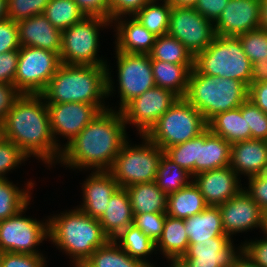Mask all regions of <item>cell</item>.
<instances>
[{
	"label": "cell",
	"mask_w": 267,
	"mask_h": 267,
	"mask_svg": "<svg viewBox=\"0 0 267 267\" xmlns=\"http://www.w3.org/2000/svg\"><path fill=\"white\" fill-rule=\"evenodd\" d=\"M134 214L125 188L111 196L104 214L98 219L104 234L111 240L133 224Z\"/></svg>",
	"instance_id": "d4e9b609"
},
{
	"label": "cell",
	"mask_w": 267,
	"mask_h": 267,
	"mask_svg": "<svg viewBox=\"0 0 267 267\" xmlns=\"http://www.w3.org/2000/svg\"><path fill=\"white\" fill-rule=\"evenodd\" d=\"M238 177L228 166L198 173L193 176L192 181L199 188L208 206H219L243 189Z\"/></svg>",
	"instance_id": "ffe728a7"
},
{
	"label": "cell",
	"mask_w": 267,
	"mask_h": 267,
	"mask_svg": "<svg viewBox=\"0 0 267 267\" xmlns=\"http://www.w3.org/2000/svg\"><path fill=\"white\" fill-rule=\"evenodd\" d=\"M128 192L133 214L166 213L168 195L156 185V182H146L125 188Z\"/></svg>",
	"instance_id": "4316f807"
},
{
	"label": "cell",
	"mask_w": 267,
	"mask_h": 267,
	"mask_svg": "<svg viewBox=\"0 0 267 267\" xmlns=\"http://www.w3.org/2000/svg\"><path fill=\"white\" fill-rule=\"evenodd\" d=\"M34 186L31 180L27 181L26 189H21L7 178H0V221L17 214L30 202Z\"/></svg>",
	"instance_id": "d6a6232c"
},
{
	"label": "cell",
	"mask_w": 267,
	"mask_h": 267,
	"mask_svg": "<svg viewBox=\"0 0 267 267\" xmlns=\"http://www.w3.org/2000/svg\"><path fill=\"white\" fill-rule=\"evenodd\" d=\"M152 0H110V21L126 15L134 16Z\"/></svg>",
	"instance_id": "7dc6e473"
},
{
	"label": "cell",
	"mask_w": 267,
	"mask_h": 267,
	"mask_svg": "<svg viewBox=\"0 0 267 267\" xmlns=\"http://www.w3.org/2000/svg\"><path fill=\"white\" fill-rule=\"evenodd\" d=\"M260 28L267 31V0H260Z\"/></svg>",
	"instance_id": "6f0895ef"
},
{
	"label": "cell",
	"mask_w": 267,
	"mask_h": 267,
	"mask_svg": "<svg viewBox=\"0 0 267 267\" xmlns=\"http://www.w3.org/2000/svg\"><path fill=\"white\" fill-rule=\"evenodd\" d=\"M73 267H89L85 262H73Z\"/></svg>",
	"instance_id": "be15d7a7"
},
{
	"label": "cell",
	"mask_w": 267,
	"mask_h": 267,
	"mask_svg": "<svg viewBox=\"0 0 267 267\" xmlns=\"http://www.w3.org/2000/svg\"><path fill=\"white\" fill-rule=\"evenodd\" d=\"M19 50H11L0 54V83L14 85Z\"/></svg>",
	"instance_id": "c3c4849f"
},
{
	"label": "cell",
	"mask_w": 267,
	"mask_h": 267,
	"mask_svg": "<svg viewBox=\"0 0 267 267\" xmlns=\"http://www.w3.org/2000/svg\"><path fill=\"white\" fill-rule=\"evenodd\" d=\"M19 29L15 21L6 19L0 22V54L11 50H19Z\"/></svg>",
	"instance_id": "bcb514c9"
},
{
	"label": "cell",
	"mask_w": 267,
	"mask_h": 267,
	"mask_svg": "<svg viewBox=\"0 0 267 267\" xmlns=\"http://www.w3.org/2000/svg\"><path fill=\"white\" fill-rule=\"evenodd\" d=\"M0 263L3 267H45L46 259L43 254H24L2 252L0 253Z\"/></svg>",
	"instance_id": "ee69618b"
},
{
	"label": "cell",
	"mask_w": 267,
	"mask_h": 267,
	"mask_svg": "<svg viewBox=\"0 0 267 267\" xmlns=\"http://www.w3.org/2000/svg\"><path fill=\"white\" fill-rule=\"evenodd\" d=\"M206 128L203 115L184 98H178L146 136L165 151L198 136Z\"/></svg>",
	"instance_id": "9c48e42d"
},
{
	"label": "cell",
	"mask_w": 267,
	"mask_h": 267,
	"mask_svg": "<svg viewBox=\"0 0 267 267\" xmlns=\"http://www.w3.org/2000/svg\"><path fill=\"white\" fill-rule=\"evenodd\" d=\"M85 16H98L110 20V0H74Z\"/></svg>",
	"instance_id": "f907efd6"
},
{
	"label": "cell",
	"mask_w": 267,
	"mask_h": 267,
	"mask_svg": "<svg viewBox=\"0 0 267 267\" xmlns=\"http://www.w3.org/2000/svg\"><path fill=\"white\" fill-rule=\"evenodd\" d=\"M53 137L60 145L58 137L66 138L62 149L73 140L101 111L92 104L67 102L46 103Z\"/></svg>",
	"instance_id": "2e32d148"
},
{
	"label": "cell",
	"mask_w": 267,
	"mask_h": 267,
	"mask_svg": "<svg viewBox=\"0 0 267 267\" xmlns=\"http://www.w3.org/2000/svg\"><path fill=\"white\" fill-rule=\"evenodd\" d=\"M149 55L151 60L173 64H194V57L186 47L168 34L156 37L153 49Z\"/></svg>",
	"instance_id": "8d00e7d4"
},
{
	"label": "cell",
	"mask_w": 267,
	"mask_h": 267,
	"mask_svg": "<svg viewBox=\"0 0 267 267\" xmlns=\"http://www.w3.org/2000/svg\"><path fill=\"white\" fill-rule=\"evenodd\" d=\"M167 262L171 263L169 267H184L179 261H167Z\"/></svg>",
	"instance_id": "6125c7cd"
},
{
	"label": "cell",
	"mask_w": 267,
	"mask_h": 267,
	"mask_svg": "<svg viewBox=\"0 0 267 267\" xmlns=\"http://www.w3.org/2000/svg\"><path fill=\"white\" fill-rule=\"evenodd\" d=\"M227 234L199 243H189L186 253L178 260L184 267H231L242 252L236 251Z\"/></svg>",
	"instance_id": "e0dca14e"
},
{
	"label": "cell",
	"mask_w": 267,
	"mask_h": 267,
	"mask_svg": "<svg viewBox=\"0 0 267 267\" xmlns=\"http://www.w3.org/2000/svg\"><path fill=\"white\" fill-rule=\"evenodd\" d=\"M263 233L265 234L264 236H267V212L265 213L264 217V230Z\"/></svg>",
	"instance_id": "e7e4bbea"
},
{
	"label": "cell",
	"mask_w": 267,
	"mask_h": 267,
	"mask_svg": "<svg viewBox=\"0 0 267 267\" xmlns=\"http://www.w3.org/2000/svg\"><path fill=\"white\" fill-rule=\"evenodd\" d=\"M30 202L17 214L0 221V253L42 254L36 247L49 238L48 220L23 216Z\"/></svg>",
	"instance_id": "7c38bea8"
},
{
	"label": "cell",
	"mask_w": 267,
	"mask_h": 267,
	"mask_svg": "<svg viewBox=\"0 0 267 267\" xmlns=\"http://www.w3.org/2000/svg\"><path fill=\"white\" fill-rule=\"evenodd\" d=\"M247 58L254 63L267 57V31L262 28L250 30L238 36Z\"/></svg>",
	"instance_id": "f35d334b"
},
{
	"label": "cell",
	"mask_w": 267,
	"mask_h": 267,
	"mask_svg": "<svg viewBox=\"0 0 267 267\" xmlns=\"http://www.w3.org/2000/svg\"><path fill=\"white\" fill-rule=\"evenodd\" d=\"M248 180V188L243 189L250 195L261 210L267 212V172L251 176Z\"/></svg>",
	"instance_id": "f6af8a7d"
},
{
	"label": "cell",
	"mask_w": 267,
	"mask_h": 267,
	"mask_svg": "<svg viewBox=\"0 0 267 267\" xmlns=\"http://www.w3.org/2000/svg\"><path fill=\"white\" fill-rule=\"evenodd\" d=\"M189 238L185 231L184 219L166 215L164 228L156 243V251H161L168 261H178L187 251Z\"/></svg>",
	"instance_id": "f546056e"
},
{
	"label": "cell",
	"mask_w": 267,
	"mask_h": 267,
	"mask_svg": "<svg viewBox=\"0 0 267 267\" xmlns=\"http://www.w3.org/2000/svg\"><path fill=\"white\" fill-rule=\"evenodd\" d=\"M189 179V180H188ZM193 177L185 169L177 165L165 153L160 158L156 175V185L167 195L187 186Z\"/></svg>",
	"instance_id": "d590c367"
},
{
	"label": "cell",
	"mask_w": 267,
	"mask_h": 267,
	"mask_svg": "<svg viewBox=\"0 0 267 267\" xmlns=\"http://www.w3.org/2000/svg\"><path fill=\"white\" fill-rule=\"evenodd\" d=\"M5 138L29 157L47 166L59 163L62 147L57 145L50 126L48 107L41 95L21 96L4 119Z\"/></svg>",
	"instance_id": "7a4b0ae2"
},
{
	"label": "cell",
	"mask_w": 267,
	"mask_h": 267,
	"mask_svg": "<svg viewBox=\"0 0 267 267\" xmlns=\"http://www.w3.org/2000/svg\"><path fill=\"white\" fill-rule=\"evenodd\" d=\"M116 52L121 111L130 101L156 86L149 54Z\"/></svg>",
	"instance_id": "5bb4252c"
},
{
	"label": "cell",
	"mask_w": 267,
	"mask_h": 267,
	"mask_svg": "<svg viewBox=\"0 0 267 267\" xmlns=\"http://www.w3.org/2000/svg\"><path fill=\"white\" fill-rule=\"evenodd\" d=\"M121 111L100 112L63 149L59 163L70 169L108 171L128 139Z\"/></svg>",
	"instance_id": "6da1fadb"
},
{
	"label": "cell",
	"mask_w": 267,
	"mask_h": 267,
	"mask_svg": "<svg viewBox=\"0 0 267 267\" xmlns=\"http://www.w3.org/2000/svg\"><path fill=\"white\" fill-rule=\"evenodd\" d=\"M141 138L142 144L135 146L129 144V139L126 140L108 170L118 182L119 188L153 182L156 179L158 165L164 151L146 135H141Z\"/></svg>",
	"instance_id": "ba28073f"
},
{
	"label": "cell",
	"mask_w": 267,
	"mask_h": 267,
	"mask_svg": "<svg viewBox=\"0 0 267 267\" xmlns=\"http://www.w3.org/2000/svg\"><path fill=\"white\" fill-rule=\"evenodd\" d=\"M168 35L180 41L193 57L204 51L214 39V23L194 7L172 6Z\"/></svg>",
	"instance_id": "4fadbf2b"
},
{
	"label": "cell",
	"mask_w": 267,
	"mask_h": 267,
	"mask_svg": "<svg viewBox=\"0 0 267 267\" xmlns=\"http://www.w3.org/2000/svg\"><path fill=\"white\" fill-rule=\"evenodd\" d=\"M21 47H36L60 55L62 31L55 28L43 15L22 19L17 22Z\"/></svg>",
	"instance_id": "7402d4cb"
},
{
	"label": "cell",
	"mask_w": 267,
	"mask_h": 267,
	"mask_svg": "<svg viewBox=\"0 0 267 267\" xmlns=\"http://www.w3.org/2000/svg\"><path fill=\"white\" fill-rule=\"evenodd\" d=\"M230 167L238 176L267 172V141L248 139L231 144Z\"/></svg>",
	"instance_id": "603a6c76"
},
{
	"label": "cell",
	"mask_w": 267,
	"mask_h": 267,
	"mask_svg": "<svg viewBox=\"0 0 267 267\" xmlns=\"http://www.w3.org/2000/svg\"><path fill=\"white\" fill-rule=\"evenodd\" d=\"M172 6L194 7L198 0H168Z\"/></svg>",
	"instance_id": "680465c9"
},
{
	"label": "cell",
	"mask_w": 267,
	"mask_h": 267,
	"mask_svg": "<svg viewBox=\"0 0 267 267\" xmlns=\"http://www.w3.org/2000/svg\"><path fill=\"white\" fill-rule=\"evenodd\" d=\"M28 157L23 153V151L17 147L11 141L5 139L0 143V178H7L5 175L19 167Z\"/></svg>",
	"instance_id": "b9f144b4"
},
{
	"label": "cell",
	"mask_w": 267,
	"mask_h": 267,
	"mask_svg": "<svg viewBox=\"0 0 267 267\" xmlns=\"http://www.w3.org/2000/svg\"><path fill=\"white\" fill-rule=\"evenodd\" d=\"M5 129H4V121H0V143L5 140Z\"/></svg>",
	"instance_id": "94428289"
},
{
	"label": "cell",
	"mask_w": 267,
	"mask_h": 267,
	"mask_svg": "<svg viewBox=\"0 0 267 267\" xmlns=\"http://www.w3.org/2000/svg\"><path fill=\"white\" fill-rule=\"evenodd\" d=\"M7 5V0H0V22L8 19Z\"/></svg>",
	"instance_id": "91938a15"
},
{
	"label": "cell",
	"mask_w": 267,
	"mask_h": 267,
	"mask_svg": "<svg viewBox=\"0 0 267 267\" xmlns=\"http://www.w3.org/2000/svg\"><path fill=\"white\" fill-rule=\"evenodd\" d=\"M178 98L172 91L154 86L121 110L124 122L134 125L140 136L146 135Z\"/></svg>",
	"instance_id": "9a60e30c"
},
{
	"label": "cell",
	"mask_w": 267,
	"mask_h": 267,
	"mask_svg": "<svg viewBox=\"0 0 267 267\" xmlns=\"http://www.w3.org/2000/svg\"><path fill=\"white\" fill-rule=\"evenodd\" d=\"M43 15L61 31L68 29L85 17L74 0H50Z\"/></svg>",
	"instance_id": "74e56055"
},
{
	"label": "cell",
	"mask_w": 267,
	"mask_h": 267,
	"mask_svg": "<svg viewBox=\"0 0 267 267\" xmlns=\"http://www.w3.org/2000/svg\"><path fill=\"white\" fill-rule=\"evenodd\" d=\"M260 28V0H229L214 22L215 35L238 37Z\"/></svg>",
	"instance_id": "d6986e66"
},
{
	"label": "cell",
	"mask_w": 267,
	"mask_h": 267,
	"mask_svg": "<svg viewBox=\"0 0 267 267\" xmlns=\"http://www.w3.org/2000/svg\"><path fill=\"white\" fill-rule=\"evenodd\" d=\"M248 99L267 114V81L258 84H250Z\"/></svg>",
	"instance_id": "db71d44e"
},
{
	"label": "cell",
	"mask_w": 267,
	"mask_h": 267,
	"mask_svg": "<svg viewBox=\"0 0 267 267\" xmlns=\"http://www.w3.org/2000/svg\"><path fill=\"white\" fill-rule=\"evenodd\" d=\"M231 267H260L242 251Z\"/></svg>",
	"instance_id": "9f6ffc18"
},
{
	"label": "cell",
	"mask_w": 267,
	"mask_h": 267,
	"mask_svg": "<svg viewBox=\"0 0 267 267\" xmlns=\"http://www.w3.org/2000/svg\"><path fill=\"white\" fill-rule=\"evenodd\" d=\"M151 66L156 86L172 91L179 98L184 97L194 64H173L151 60Z\"/></svg>",
	"instance_id": "f1b7e54d"
},
{
	"label": "cell",
	"mask_w": 267,
	"mask_h": 267,
	"mask_svg": "<svg viewBox=\"0 0 267 267\" xmlns=\"http://www.w3.org/2000/svg\"><path fill=\"white\" fill-rule=\"evenodd\" d=\"M112 80L109 65L61 63L40 95L45 103H88L102 112L109 109L104 99L115 91Z\"/></svg>",
	"instance_id": "3957f363"
},
{
	"label": "cell",
	"mask_w": 267,
	"mask_h": 267,
	"mask_svg": "<svg viewBox=\"0 0 267 267\" xmlns=\"http://www.w3.org/2000/svg\"><path fill=\"white\" fill-rule=\"evenodd\" d=\"M118 188V182L108 171H92L82 185L83 202L78 209L99 219Z\"/></svg>",
	"instance_id": "44dd1931"
},
{
	"label": "cell",
	"mask_w": 267,
	"mask_h": 267,
	"mask_svg": "<svg viewBox=\"0 0 267 267\" xmlns=\"http://www.w3.org/2000/svg\"><path fill=\"white\" fill-rule=\"evenodd\" d=\"M49 241L71 262H85L109 238L104 234L98 219L75 208L48 218Z\"/></svg>",
	"instance_id": "277c9868"
},
{
	"label": "cell",
	"mask_w": 267,
	"mask_h": 267,
	"mask_svg": "<svg viewBox=\"0 0 267 267\" xmlns=\"http://www.w3.org/2000/svg\"><path fill=\"white\" fill-rule=\"evenodd\" d=\"M246 122L251 139L267 141V114L249 99L246 100Z\"/></svg>",
	"instance_id": "7bdbcfd3"
},
{
	"label": "cell",
	"mask_w": 267,
	"mask_h": 267,
	"mask_svg": "<svg viewBox=\"0 0 267 267\" xmlns=\"http://www.w3.org/2000/svg\"><path fill=\"white\" fill-rule=\"evenodd\" d=\"M112 22L103 17L85 16L68 29L62 31L60 62L62 64H78L107 66V60L98 56L99 28ZM98 57V58H97Z\"/></svg>",
	"instance_id": "30bf717a"
},
{
	"label": "cell",
	"mask_w": 267,
	"mask_h": 267,
	"mask_svg": "<svg viewBox=\"0 0 267 267\" xmlns=\"http://www.w3.org/2000/svg\"><path fill=\"white\" fill-rule=\"evenodd\" d=\"M218 208L225 234L231 239L233 237L231 235L249 231L255 227L264 230L265 213L244 189Z\"/></svg>",
	"instance_id": "ac0fdd59"
},
{
	"label": "cell",
	"mask_w": 267,
	"mask_h": 267,
	"mask_svg": "<svg viewBox=\"0 0 267 267\" xmlns=\"http://www.w3.org/2000/svg\"><path fill=\"white\" fill-rule=\"evenodd\" d=\"M156 1L145 4L134 17L157 37L167 35L172 5L168 0H163V4Z\"/></svg>",
	"instance_id": "e575fe53"
},
{
	"label": "cell",
	"mask_w": 267,
	"mask_h": 267,
	"mask_svg": "<svg viewBox=\"0 0 267 267\" xmlns=\"http://www.w3.org/2000/svg\"><path fill=\"white\" fill-rule=\"evenodd\" d=\"M267 81V57L252 63L251 84Z\"/></svg>",
	"instance_id": "11a10c76"
},
{
	"label": "cell",
	"mask_w": 267,
	"mask_h": 267,
	"mask_svg": "<svg viewBox=\"0 0 267 267\" xmlns=\"http://www.w3.org/2000/svg\"><path fill=\"white\" fill-rule=\"evenodd\" d=\"M21 93L12 84L0 83V121H4Z\"/></svg>",
	"instance_id": "f5cc1de1"
},
{
	"label": "cell",
	"mask_w": 267,
	"mask_h": 267,
	"mask_svg": "<svg viewBox=\"0 0 267 267\" xmlns=\"http://www.w3.org/2000/svg\"><path fill=\"white\" fill-rule=\"evenodd\" d=\"M60 56L50 50L20 47L14 86L21 94L40 95L60 66Z\"/></svg>",
	"instance_id": "8fae6325"
},
{
	"label": "cell",
	"mask_w": 267,
	"mask_h": 267,
	"mask_svg": "<svg viewBox=\"0 0 267 267\" xmlns=\"http://www.w3.org/2000/svg\"><path fill=\"white\" fill-rule=\"evenodd\" d=\"M166 215V213L149 212L134 214L133 225L139 228L154 243H157L163 232Z\"/></svg>",
	"instance_id": "60d3db41"
},
{
	"label": "cell",
	"mask_w": 267,
	"mask_h": 267,
	"mask_svg": "<svg viewBox=\"0 0 267 267\" xmlns=\"http://www.w3.org/2000/svg\"><path fill=\"white\" fill-rule=\"evenodd\" d=\"M189 243H199L225 234L218 206H207L201 213L184 219Z\"/></svg>",
	"instance_id": "83f0119b"
},
{
	"label": "cell",
	"mask_w": 267,
	"mask_h": 267,
	"mask_svg": "<svg viewBox=\"0 0 267 267\" xmlns=\"http://www.w3.org/2000/svg\"><path fill=\"white\" fill-rule=\"evenodd\" d=\"M242 251L260 267H267V236L242 243Z\"/></svg>",
	"instance_id": "681fc988"
},
{
	"label": "cell",
	"mask_w": 267,
	"mask_h": 267,
	"mask_svg": "<svg viewBox=\"0 0 267 267\" xmlns=\"http://www.w3.org/2000/svg\"><path fill=\"white\" fill-rule=\"evenodd\" d=\"M229 0H198L194 8L213 23L219 18Z\"/></svg>",
	"instance_id": "816d5d0a"
},
{
	"label": "cell",
	"mask_w": 267,
	"mask_h": 267,
	"mask_svg": "<svg viewBox=\"0 0 267 267\" xmlns=\"http://www.w3.org/2000/svg\"><path fill=\"white\" fill-rule=\"evenodd\" d=\"M85 263L89 267H148L142 261L130 257L111 239L97 248Z\"/></svg>",
	"instance_id": "836d02e7"
},
{
	"label": "cell",
	"mask_w": 267,
	"mask_h": 267,
	"mask_svg": "<svg viewBox=\"0 0 267 267\" xmlns=\"http://www.w3.org/2000/svg\"><path fill=\"white\" fill-rule=\"evenodd\" d=\"M164 153L193 177L230 166L231 144L206 128L198 136L167 148Z\"/></svg>",
	"instance_id": "52a82bcc"
},
{
	"label": "cell",
	"mask_w": 267,
	"mask_h": 267,
	"mask_svg": "<svg viewBox=\"0 0 267 267\" xmlns=\"http://www.w3.org/2000/svg\"><path fill=\"white\" fill-rule=\"evenodd\" d=\"M208 205L197 185L191 182L177 192L168 195V216L185 219L201 213Z\"/></svg>",
	"instance_id": "4dcf8cb0"
},
{
	"label": "cell",
	"mask_w": 267,
	"mask_h": 267,
	"mask_svg": "<svg viewBox=\"0 0 267 267\" xmlns=\"http://www.w3.org/2000/svg\"><path fill=\"white\" fill-rule=\"evenodd\" d=\"M130 257L142 261L148 267H155L149 260V255L156 251V243L146 236L135 225H130L113 239Z\"/></svg>",
	"instance_id": "1f68e13d"
},
{
	"label": "cell",
	"mask_w": 267,
	"mask_h": 267,
	"mask_svg": "<svg viewBox=\"0 0 267 267\" xmlns=\"http://www.w3.org/2000/svg\"><path fill=\"white\" fill-rule=\"evenodd\" d=\"M207 128L230 144L251 139L246 122V101L238 108L215 115L207 122Z\"/></svg>",
	"instance_id": "484cf974"
},
{
	"label": "cell",
	"mask_w": 267,
	"mask_h": 267,
	"mask_svg": "<svg viewBox=\"0 0 267 267\" xmlns=\"http://www.w3.org/2000/svg\"><path fill=\"white\" fill-rule=\"evenodd\" d=\"M50 0H7L8 19L18 22L44 13Z\"/></svg>",
	"instance_id": "ab89813d"
},
{
	"label": "cell",
	"mask_w": 267,
	"mask_h": 267,
	"mask_svg": "<svg viewBox=\"0 0 267 267\" xmlns=\"http://www.w3.org/2000/svg\"><path fill=\"white\" fill-rule=\"evenodd\" d=\"M249 88L242 82L190 71L184 99L208 122L215 115L240 107L248 99Z\"/></svg>",
	"instance_id": "5b68a950"
},
{
	"label": "cell",
	"mask_w": 267,
	"mask_h": 267,
	"mask_svg": "<svg viewBox=\"0 0 267 267\" xmlns=\"http://www.w3.org/2000/svg\"><path fill=\"white\" fill-rule=\"evenodd\" d=\"M119 17L112 21L116 24L115 49L129 54H150L156 36L149 32L134 16ZM131 19V20H130Z\"/></svg>",
	"instance_id": "cb8c5ba5"
},
{
	"label": "cell",
	"mask_w": 267,
	"mask_h": 267,
	"mask_svg": "<svg viewBox=\"0 0 267 267\" xmlns=\"http://www.w3.org/2000/svg\"><path fill=\"white\" fill-rule=\"evenodd\" d=\"M194 69L204 75L238 80L248 88L251 84L252 63L239 37L216 35L212 43L194 57Z\"/></svg>",
	"instance_id": "8992f818"
}]
</instances>
